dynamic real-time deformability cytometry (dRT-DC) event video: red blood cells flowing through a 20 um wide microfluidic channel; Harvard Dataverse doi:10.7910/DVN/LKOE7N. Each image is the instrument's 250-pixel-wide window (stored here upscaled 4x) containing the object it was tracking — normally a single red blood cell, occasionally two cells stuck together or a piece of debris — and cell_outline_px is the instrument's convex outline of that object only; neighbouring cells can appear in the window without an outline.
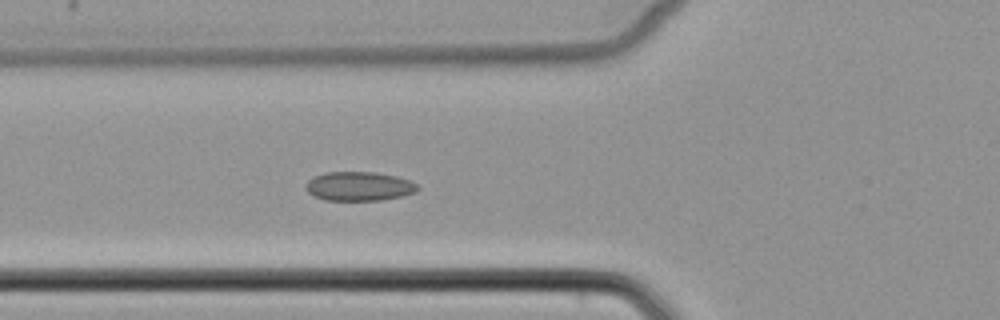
{"species": "common noctule bat (a hibernating species)", "species_latin": "Nyctalus noctula", "temperature_condition": "cold", "stored_images_in_passage": 6, "camera_frame_rate_fps": 3000, "um_per_image_px": 0.085, "animal": {"sex": "female", "body_mass_g": 22.7, "forearm_length_mm": 54.2}, "frame": {"image": 1, "passage_image": 6, "time_ms": 6.667, "image_size_px": [1000, 320], "cell_outline_px": [[420, 188], [416, 192], [400, 196], [380, 200], [324, 200], [308, 192], [304, 188], [304, 184], [312, 176], [324, 172], [376, 172], [396, 176], [408, 180], [416, 184]], "centroid_in_image_um": [30.47, 15.82], "position_along_channel_um": 95.3, "area_um2": 19.02}}